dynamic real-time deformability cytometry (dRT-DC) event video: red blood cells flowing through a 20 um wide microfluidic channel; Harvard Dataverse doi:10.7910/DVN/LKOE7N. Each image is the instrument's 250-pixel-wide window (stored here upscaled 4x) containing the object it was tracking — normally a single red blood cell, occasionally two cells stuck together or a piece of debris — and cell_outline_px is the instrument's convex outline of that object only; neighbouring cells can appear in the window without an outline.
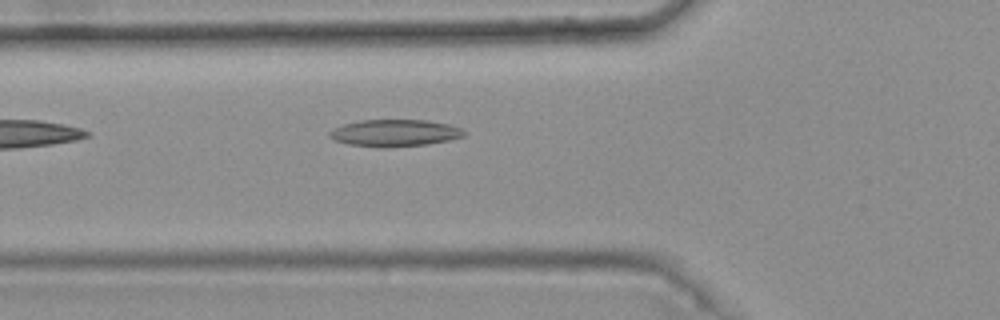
{"species": "common noctule bat (a hibernating species)", "species_latin": "Nyctalus noctula", "temperature_condition": "warm", "stored_images_in_passage": 5, "camera_frame_rate_fps": 3000, "um_per_image_px": 0.085, "animal": {"sex": "female", "body_mass_g": 25.1}, "frame": {"image": 1, "passage_image": 5, "time_ms": 1.333, "image_size_px": [1000, 320], "cell_outline_px": [[468, 132], [464, 136], [448, 140], [428, 144], [384, 148], [348, 144], [336, 140], [328, 136], [328, 132], [344, 124], [360, 120], [428, 120], [448, 124], [460, 128]], "centroid_in_image_um": [33.57, 11.3], "position_along_channel_um": 92.2, "area_um2": 21.1}}